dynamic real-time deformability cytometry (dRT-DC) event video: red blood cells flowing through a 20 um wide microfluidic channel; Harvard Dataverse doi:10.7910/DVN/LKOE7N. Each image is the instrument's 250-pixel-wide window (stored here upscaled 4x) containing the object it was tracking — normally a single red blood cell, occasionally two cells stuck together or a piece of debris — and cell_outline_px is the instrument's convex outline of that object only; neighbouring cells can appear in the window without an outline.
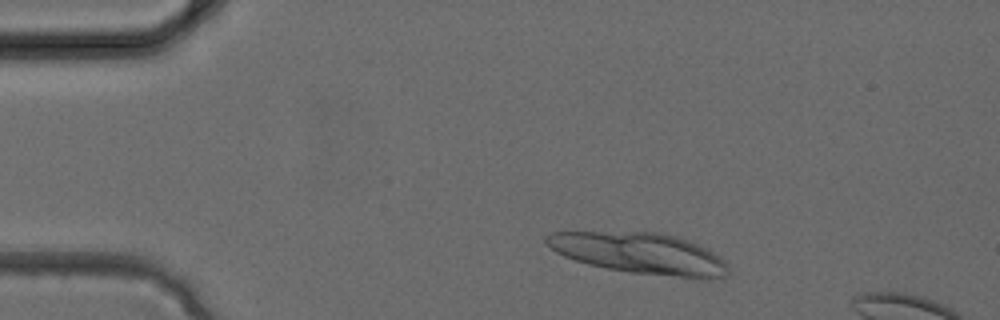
{"species": "common noctule bat (a hibernating species)", "species_latin": "Nyctalus noctula", "temperature_condition": "cold", "stored_images_in_passage": 3, "camera_frame_rate_fps": 3000, "um_per_image_px": 0.085, "animal": {"sex": "female", "body_mass_g": 24.6, "forearm_length_mm": 56.2}, "frame": {"image": 1, "passage_image": 1, "time_ms": 0.0, "image_size_px": [1000, 320], "cell_outline_px": [[732, 268], [728, 276], [704, 280], [632, 272], [608, 268], [588, 264], [564, 256], [556, 252], [544, 240], [544, 236], [552, 232], [656, 232], [676, 236], [688, 240], [708, 248], [720, 256]], "centroid_in_image_um": [54.49, 21.55], "position_along_channel_um": 30.5, "area_um2": 43.87}}